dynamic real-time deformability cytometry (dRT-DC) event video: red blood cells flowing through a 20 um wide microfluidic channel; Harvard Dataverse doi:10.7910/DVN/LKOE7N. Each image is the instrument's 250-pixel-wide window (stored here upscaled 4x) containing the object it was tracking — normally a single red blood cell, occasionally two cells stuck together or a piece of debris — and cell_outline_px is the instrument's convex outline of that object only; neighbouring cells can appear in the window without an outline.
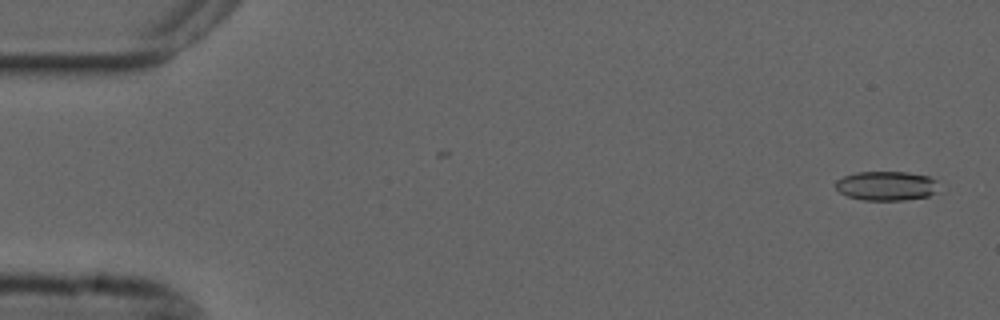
{"species": "common noctule bat (a hibernating species)", "species_latin": "Nyctalus noctula", "temperature_condition": "cold", "stored_images_in_passage": 17, "camera_frame_rate_fps": 3000, "um_per_image_px": 0.085, "animal": {"sex": "male", "forearm_length_mm": 52.5}, "frame": {"image": 1, "passage_image": 1, "time_ms": 0.0, "image_size_px": [1000, 320], "cell_outline_px": [[936, 192], [928, 196], [904, 200], [860, 200], [848, 196], [840, 192], [836, 188], [836, 180], [844, 176], [856, 172], [908, 172], [928, 176], [936, 180]], "centroid_in_image_um": [75.32, 15.79], "position_along_channel_um": 9.7, "area_um2": 17.57}}
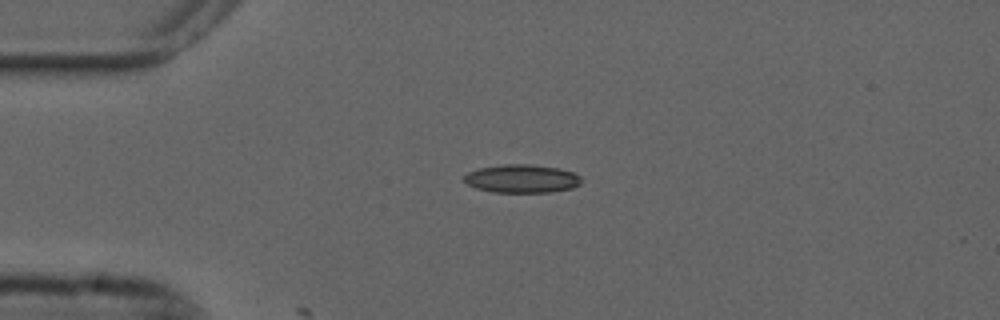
{"frame": {"image": 2, "passage_image": 12, "time_ms": 3.667, "image_size_px": [1000, 320], "cell_outline_px": [[580, 184], [572, 188], [548, 192], [492, 192], [476, 188], [468, 184], [464, 180], [464, 176], [468, 172], [480, 168], [504, 164], [532, 164], [560, 168], [572, 172], [580, 176]], "centroid_in_image_um": [44.36, 15.18], "position_along_channel_um": 40.6, "area_um2": 19.25}}
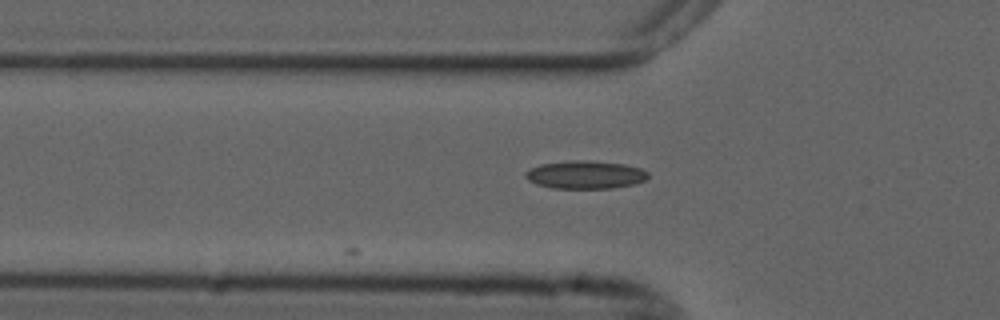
{"frame": {"image": 3, "passage_image": 17, "time_ms": 5.333, "image_size_px": [1000, 320], "cell_outline_px": [[648, 176], [644, 180], [636, 184], [612, 188], [552, 188], [536, 184], [528, 180], [524, 176], [524, 172], [540, 164], [572, 160], [592, 160], [624, 164], [640, 168], [648, 172]], "centroid_in_image_um": [49.74, 14.85], "position_along_channel_um": 76.1, "area_um2": 20.11}}